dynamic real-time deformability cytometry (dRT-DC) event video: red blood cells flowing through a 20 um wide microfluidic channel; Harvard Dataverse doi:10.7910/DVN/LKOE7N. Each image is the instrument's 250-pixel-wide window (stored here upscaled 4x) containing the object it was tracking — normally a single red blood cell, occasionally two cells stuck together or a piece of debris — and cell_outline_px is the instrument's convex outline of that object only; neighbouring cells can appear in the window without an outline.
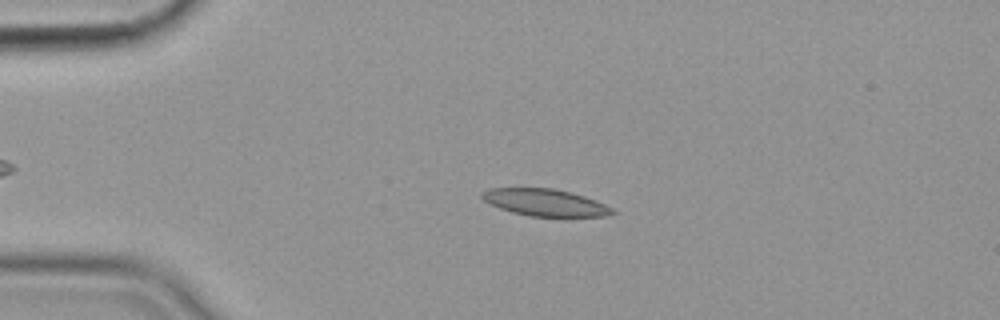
{"species": "common noctule bat (a hibernating species)", "species_latin": "Nyctalus noctula", "temperature_condition": "cold", "stored_images_in_passage": 56, "camera_frame_rate_fps": 3000, "um_per_image_px": 0.085, "animal": {"sex": "female", "body_mass_g": 19.9}, "frame": {"image": 1, "passage_image": 12, "time_ms": 3.667, "image_size_px": [1000, 320], "cell_outline_px": [[616, 212], [604, 216], [528, 216], [512, 212], [488, 204], [480, 196], [480, 192], [488, 188], [552, 188], [572, 192], [584, 196], [604, 204], [612, 208]], "centroid_in_image_um": [46.27, 17.2], "position_along_channel_um": 38.7, "area_um2": 20.46}}
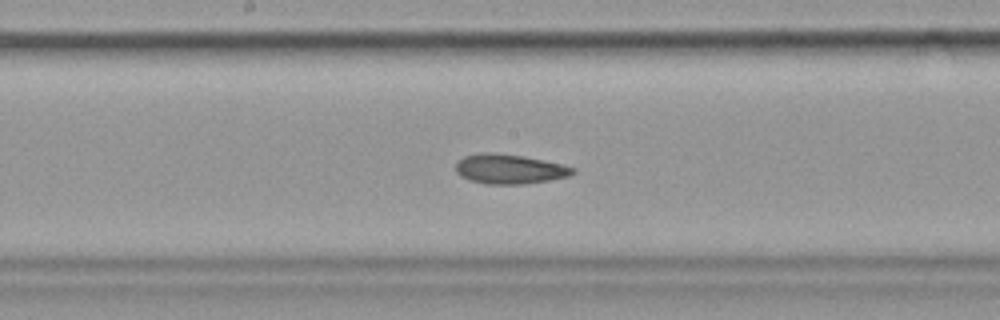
{"frame": {"image": 2, "passage_image": 29, "time_ms": 9.333, "image_size_px": [1000, 320], "cell_outline_px": [[576, 172], [568, 176], [548, 180], [524, 184], [484, 184], [468, 180], [460, 176], [456, 172], [456, 160], [464, 156], [480, 152], [492, 152], [520, 156], [560, 164], [576, 168]], "centroid_in_image_um": [43.23, 14.37], "position_along_channel_um": 205.0, "area_um2": 20.17}}
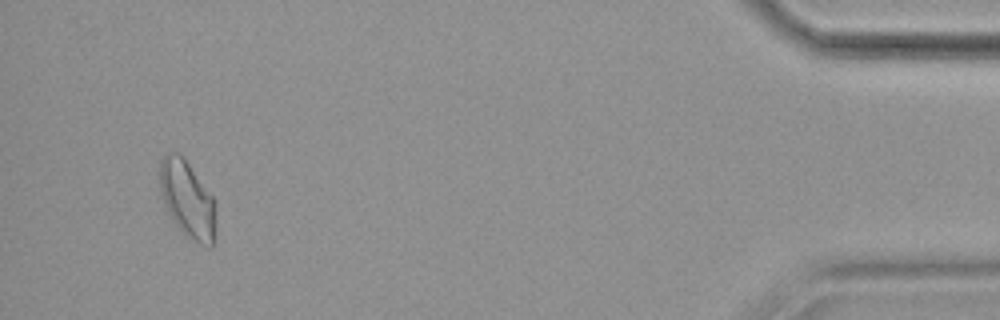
{"frame": {"image": 3, "passage_image": 53, "time_ms": 17.333, "image_size_px": [1000, 320], "cell_outline_px": [[216, 228], [212, 248], [208, 248], [184, 236], [172, 220], [164, 204], [156, 184], [160, 160], [164, 152], [180, 152], [216, 200]], "centroid_in_image_um": [15.9, 16.93], "position_along_channel_um": 419.3, "area_um2": 26.41}, "authors_computed_cell_mechanics": {"area_um2": 21.2415, "velocity_mm_per_s": 3.5423, "shape_relaxation_time_tau1_ms": 10.6545, "shape_relaxation_time_tau2_ms": 3.237, "deformation_change_tau1": 0.1926, "deformation_change_tau2": 0.0696}}